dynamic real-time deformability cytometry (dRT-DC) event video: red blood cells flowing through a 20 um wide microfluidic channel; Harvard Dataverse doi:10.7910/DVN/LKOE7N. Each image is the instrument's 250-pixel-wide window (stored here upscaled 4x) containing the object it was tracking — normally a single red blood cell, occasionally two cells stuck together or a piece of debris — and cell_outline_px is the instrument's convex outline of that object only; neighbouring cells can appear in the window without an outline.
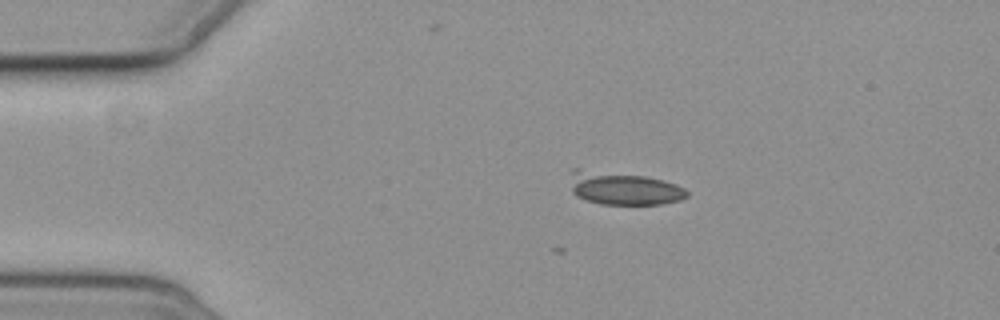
{"species": "common noctule bat (a hibernating species)", "species_latin": "Nyctalus noctula", "temperature_condition": "cold", "stored_images_in_passage": 8, "camera_frame_rate_fps": 3000, "um_per_image_px": 0.085, "animal": {"sex": "female", "body_mass_g": 19.3, "forearm_length_mm": 54.1}, "frame": {"image": 1, "passage_image": 1, "time_ms": 0.0, "image_size_px": [1000, 320], "cell_outline_px": [[688, 196], [680, 200], [660, 204], [600, 204], [576, 196], [572, 192], [572, 168], [580, 168], [644, 176], [676, 184], [684, 188], [688, 192]], "centroid_in_image_um": [52.99, 16.0], "position_along_channel_um": 32.0, "area_um2": 22.25}}
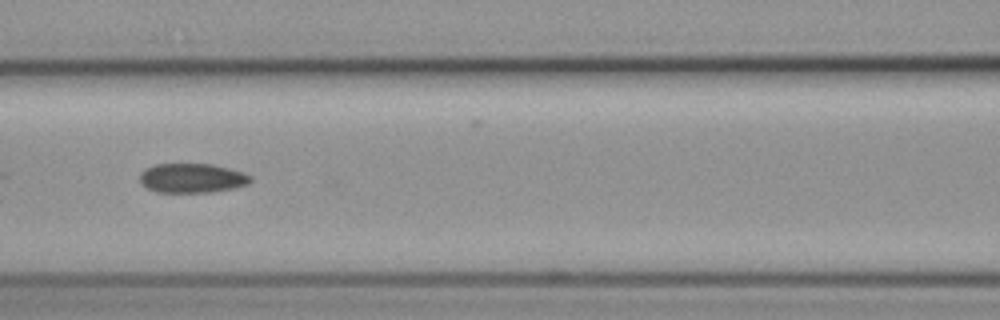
{"frame": {"image": 2, "passage_image": 5, "time_ms": 4.667, "image_size_px": [1000, 320], "cell_outline_px": [[252, 180], [248, 184], [236, 188], [212, 192], [156, 192], [140, 184], [140, 172], [144, 168], [156, 164], [212, 164], [244, 172], [252, 176]], "centroid_in_image_um": [16.33, 15.14], "position_along_channel_um": 150.3, "area_um2": 19.19}}